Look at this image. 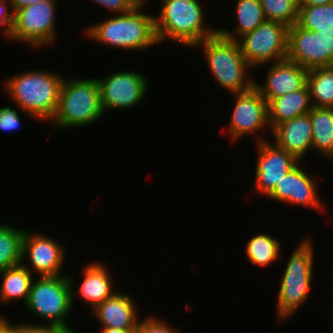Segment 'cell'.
Segmentation results:
<instances>
[{
	"mask_svg": "<svg viewBox=\"0 0 333 333\" xmlns=\"http://www.w3.org/2000/svg\"><path fill=\"white\" fill-rule=\"evenodd\" d=\"M63 80L61 73L30 70L4 80L3 85L19 110L46 123L56 113Z\"/></svg>",
	"mask_w": 333,
	"mask_h": 333,
	"instance_id": "6da1fadb",
	"label": "cell"
},
{
	"mask_svg": "<svg viewBox=\"0 0 333 333\" xmlns=\"http://www.w3.org/2000/svg\"><path fill=\"white\" fill-rule=\"evenodd\" d=\"M146 0L133 10L94 23L85 30L87 38L119 49L144 50L158 44L155 31V15L142 12Z\"/></svg>",
	"mask_w": 333,
	"mask_h": 333,
	"instance_id": "7a4b0ae2",
	"label": "cell"
},
{
	"mask_svg": "<svg viewBox=\"0 0 333 333\" xmlns=\"http://www.w3.org/2000/svg\"><path fill=\"white\" fill-rule=\"evenodd\" d=\"M161 5L159 15L154 16L158 44L170 38L173 42L194 48L218 32V29L205 26L207 17L198 0H162Z\"/></svg>",
	"mask_w": 333,
	"mask_h": 333,
	"instance_id": "3957f363",
	"label": "cell"
},
{
	"mask_svg": "<svg viewBox=\"0 0 333 333\" xmlns=\"http://www.w3.org/2000/svg\"><path fill=\"white\" fill-rule=\"evenodd\" d=\"M99 84L96 79H65L60 88L58 107L50 127L75 128L89 126L103 117Z\"/></svg>",
	"mask_w": 333,
	"mask_h": 333,
	"instance_id": "277c9868",
	"label": "cell"
},
{
	"mask_svg": "<svg viewBox=\"0 0 333 333\" xmlns=\"http://www.w3.org/2000/svg\"><path fill=\"white\" fill-rule=\"evenodd\" d=\"M194 47L203 48V57L211 74L231 94L245 92L254 86L255 78L248 75L252 68L237 41L227 39L217 32Z\"/></svg>",
	"mask_w": 333,
	"mask_h": 333,
	"instance_id": "5b68a950",
	"label": "cell"
},
{
	"mask_svg": "<svg viewBox=\"0 0 333 333\" xmlns=\"http://www.w3.org/2000/svg\"><path fill=\"white\" fill-rule=\"evenodd\" d=\"M32 282L25 308L48 323L31 326L71 327L66 317L72 312L75 289L70 275L41 276Z\"/></svg>",
	"mask_w": 333,
	"mask_h": 333,
	"instance_id": "8992f818",
	"label": "cell"
},
{
	"mask_svg": "<svg viewBox=\"0 0 333 333\" xmlns=\"http://www.w3.org/2000/svg\"><path fill=\"white\" fill-rule=\"evenodd\" d=\"M306 236L293 250L278 291L277 317L286 321L309 298L314 265V246Z\"/></svg>",
	"mask_w": 333,
	"mask_h": 333,
	"instance_id": "52a82bcc",
	"label": "cell"
},
{
	"mask_svg": "<svg viewBox=\"0 0 333 333\" xmlns=\"http://www.w3.org/2000/svg\"><path fill=\"white\" fill-rule=\"evenodd\" d=\"M57 1L38 2L17 10L11 30L12 41L31 48L49 46L56 40Z\"/></svg>",
	"mask_w": 333,
	"mask_h": 333,
	"instance_id": "ba28073f",
	"label": "cell"
},
{
	"mask_svg": "<svg viewBox=\"0 0 333 333\" xmlns=\"http://www.w3.org/2000/svg\"><path fill=\"white\" fill-rule=\"evenodd\" d=\"M288 29L282 23L266 20L240 37L237 42L248 65L253 69L268 62L286 60Z\"/></svg>",
	"mask_w": 333,
	"mask_h": 333,
	"instance_id": "9c48e42d",
	"label": "cell"
},
{
	"mask_svg": "<svg viewBox=\"0 0 333 333\" xmlns=\"http://www.w3.org/2000/svg\"><path fill=\"white\" fill-rule=\"evenodd\" d=\"M286 59L307 69L333 66V32H315L294 24L288 29Z\"/></svg>",
	"mask_w": 333,
	"mask_h": 333,
	"instance_id": "30bf717a",
	"label": "cell"
},
{
	"mask_svg": "<svg viewBox=\"0 0 333 333\" xmlns=\"http://www.w3.org/2000/svg\"><path fill=\"white\" fill-rule=\"evenodd\" d=\"M260 135L259 133L255 142L257 143V163L253 190L262 196L268 197L283 177L300 161L274 142H271L269 138L267 139L266 135L265 137H263V134Z\"/></svg>",
	"mask_w": 333,
	"mask_h": 333,
	"instance_id": "8fae6325",
	"label": "cell"
},
{
	"mask_svg": "<svg viewBox=\"0 0 333 333\" xmlns=\"http://www.w3.org/2000/svg\"><path fill=\"white\" fill-rule=\"evenodd\" d=\"M147 78L132 70L118 71L106 78H97L101 104L104 110L131 109L145 99Z\"/></svg>",
	"mask_w": 333,
	"mask_h": 333,
	"instance_id": "7c38bea8",
	"label": "cell"
},
{
	"mask_svg": "<svg viewBox=\"0 0 333 333\" xmlns=\"http://www.w3.org/2000/svg\"><path fill=\"white\" fill-rule=\"evenodd\" d=\"M236 103L229 121L228 133L232 142L243 138L247 134L270 127L268 122V104L260 92L253 86L251 89L233 94ZM266 127V128H265Z\"/></svg>",
	"mask_w": 333,
	"mask_h": 333,
	"instance_id": "4fadbf2b",
	"label": "cell"
},
{
	"mask_svg": "<svg viewBox=\"0 0 333 333\" xmlns=\"http://www.w3.org/2000/svg\"><path fill=\"white\" fill-rule=\"evenodd\" d=\"M65 250L61 243L53 237L43 233L28 232L27 229L22 241V262L29 258L26 264L32 274L41 276L63 275L60 271L65 259Z\"/></svg>",
	"mask_w": 333,
	"mask_h": 333,
	"instance_id": "5bb4252c",
	"label": "cell"
},
{
	"mask_svg": "<svg viewBox=\"0 0 333 333\" xmlns=\"http://www.w3.org/2000/svg\"><path fill=\"white\" fill-rule=\"evenodd\" d=\"M311 177V173H307L299 162L283 177L268 197L274 201L323 211L325 205L318 194L316 178Z\"/></svg>",
	"mask_w": 333,
	"mask_h": 333,
	"instance_id": "9a60e30c",
	"label": "cell"
},
{
	"mask_svg": "<svg viewBox=\"0 0 333 333\" xmlns=\"http://www.w3.org/2000/svg\"><path fill=\"white\" fill-rule=\"evenodd\" d=\"M267 70L264 85L254 82V87L267 104L274 98L303 89L307 85L309 69L287 59L273 62Z\"/></svg>",
	"mask_w": 333,
	"mask_h": 333,
	"instance_id": "2e32d148",
	"label": "cell"
},
{
	"mask_svg": "<svg viewBox=\"0 0 333 333\" xmlns=\"http://www.w3.org/2000/svg\"><path fill=\"white\" fill-rule=\"evenodd\" d=\"M132 296L116 291L111 297L98 304L91 312L101 327L136 330L139 317Z\"/></svg>",
	"mask_w": 333,
	"mask_h": 333,
	"instance_id": "e0dca14e",
	"label": "cell"
},
{
	"mask_svg": "<svg viewBox=\"0 0 333 333\" xmlns=\"http://www.w3.org/2000/svg\"><path fill=\"white\" fill-rule=\"evenodd\" d=\"M270 132L277 146L301 161L312 151V125L309 114L295 117L276 125Z\"/></svg>",
	"mask_w": 333,
	"mask_h": 333,
	"instance_id": "ac0fdd59",
	"label": "cell"
},
{
	"mask_svg": "<svg viewBox=\"0 0 333 333\" xmlns=\"http://www.w3.org/2000/svg\"><path fill=\"white\" fill-rule=\"evenodd\" d=\"M111 275L108 268L102 263L92 262L86 265L83 269L84 278L76 290L77 296L79 295V298L89 304L93 310L118 291L114 289V280Z\"/></svg>",
	"mask_w": 333,
	"mask_h": 333,
	"instance_id": "d6986e66",
	"label": "cell"
},
{
	"mask_svg": "<svg viewBox=\"0 0 333 333\" xmlns=\"http://www.w3.org/2000/svg\"><path fill=\"white\" fill-rule=\"evenodd\" d=\"M312 104L307 85L300 90L286 93L268 103V122L272 130L276 125L295 117L308 114Z\"/></svg>",
	"mask_w": 333,
	"mask_h": 333,
	"instance_id": "ffe728a7",
	"label": "cell"
},
{
	"mask_svg": "<svg viewBox=\"0 0 333 333\" xmlns=\"http://www.w3.org/2000/svg\"><path fill=\"white\" fill-rule=\"evenodd\" d=\"M0 276V300L8 303L22 299L25 305L35 277L24 262L0 271Z\"/></svg>",
	"mask_w": 333,
	"mask_h": 333,
	"instance_id": "44dd1931",
	"label": "cell"
},
{
	"mask_svg": "<svg viewBox=\"0 0 333 333\" xmlns=\"http://www.w3.org/2000/svg\"><path fill=\"white\" fill-rule=\"evenodd\" d=\"M308 114L312 125V150L333 160V108L312 106Z\"/></svg>",
	"mask_w": 333,
	"mask_h": 333,
	"instance_id": "7402d4cb",
	"label": "cell"
},
{
	"mask_svg": "<svg viewBox=\"0 0 333 333\" xmlns=\"http://www.w3.org/2000/svg\"><path fill=\"white\" fill-rule=\"evenodd\" d=\"M235 5L234 16L236 18L234 19L238 21L235 22L237 24L234 32L222 28L218 29V33L227 39L237 41L240 37L264 23L266 19L259 0H237Z\"/></svg>",
	"mask_w": 333,
	"mask_h": 333,
	"instance_id": "603a6c76",
	"label": "cell"
},
{
	"mask_svg": "<svg viewBox=\"0 0 333 333\" xmlns=\"http://www.w3.org/2000/svg\"><path fill=\"white\" fill-rule=\"evenodd\" d=\"M307 87L312 106L333 108V66L309 69Z\"/></svg>",
	"mask_w": 333,
	"mask_h": 333,
	"instance_id": "cb8c5ba5",
	"label": "cell"
},
{
	"mask_svg": "<svg viewBox=\"0 0 333 333\" xmlns=\"http://www.w3.org/2000/svg\"><path fill=\"white\" fill-rule=\"evenodd\" d=\"M280 241L267 233L254 235L246 244V255L248 260L257 266H270L273 262L280 259Z\"/></svg>",
	"mask_w": 333,
	"mask_h": 333,
	"instance_id": "d4e9b609",
	"label": "cell"
},
{
	"mask_svg": "<svg viewBox=\"0 0 333 333\" xmlns=\"http://www.w3.org/2000/svg\"><path fill=\"white\" fill-rule=\"evenodd\" d=\"M0 225V271L22 263V241L26 229Z\"/></svg>",
	"mask_w": 333,
	"mask_h": 333,
	"instance_id": "484cf974",
	"label": "cell"
},
{
	"mask_svg": "<svg viewBox=\"0 0 333 333\" xmlns=\"http://www.w3.org/2000/svg\"><path fill=\"white\" fill-rule=\"evenodd\" d=\"M297 24L306 30L333 32V2L325 5H299Z\"/></svg>",
	"mask_w": 333,
	"mask_h": 333,
	"instance_id": "4316f807",
	"label": "cell"
},
{
	"mask_svg": "<svg viewBox=\"0 0 333 333\" xmlns=\"http://www.w3.org/2000/svg\"><path fill=\"white\" fill-rule=\"evenodd\" d=\"M267 21L291 27L297 23L299 0H259Z\"/></svg>",
	"mask_w": 333,
	"mask_h": 333,
	"instance_id": "83f0119b",
	"label": "cell"
},
{
	"mask_svg": "<svg viewBox=\"0 0 333 333\" xmlns=\"http://www.w3.org/2000/svg\"><path fill=\"white\" fill-rule=\"evenodd\" d=\"M135 333H179L174 327H170L169 323L162 318L145 317L144 320H140L135 330Z\"/></svg>",
	"mask_w": 333,
	"mask_h": 333,
	"instance_id": "f1b7e54d",
	"label": "cell"
},
{
	"mask_svg": "<svg viewBox=\"0 0 333 333\" xmlns=\"http://www.w3.org/2000/svg\"><path fill=\"white\" fill-rule=\"evenodd\" d=\"M20 111L10 106L0 108V131L11 132L17 130L21 126Z\"/></svg>",
	"mask_w": 333,
	"mask_h": 333,
	"instance_id": "f546056e",
	"label": "cell"
},
{
	"mask_svg": "<svg viewBox=\"0 0 333 333\" xmlns=\"http://www.w3.org/2000/svg\"><path fill=\"white\" fill-rule=\"evenodd\" d=\"M95 4L113 11L114 14H123L133 10L142 0H90Z\"/></svg>",
	"mask_w": 333,
	"mask_h": 333,
	"instance_id": "4dcf8cb0",
	"label": "cell"
},
{
	"mask_svg": "<svg viewBox=\"0 0 333 333\" xmlns=\"http://www.w3.org/2000/svg\"><path fill=\"white\" fill-rule=\"evenodd\" d=\"M0 21H4L11 29L14 24V12L9 0H0Z\"/></svg>",
	"mask_w": 333,
	"mask_h": 333,
	"instance_id": "1f68e13d",
	"label": "cell"
},
{
	"mask_svg": "<svg viewBox=\"0 0 333 333\" xmlns=\"http://www.w3.org/2000/svg\"><path fill=\"white\" fill-rule=\"evenodd\" d=\"M22 333H57V327L31 326L28 323H22Z\"/></svg>",
	"mask_w": 333,
	"mask_h": 333,
	"instance_id": "d6a6232c",
	"label": "cell"
},
{
	"mask_svg": "<svg viewBox=\"0 0 333 333\" xmlns=\"http://www.w3.org/2000/svg\"><path fill=\"white\" fill-rule=\"evenodd\" d=\"M19 331V324L13 325L7 317L0 316V333H17Z\"/></svg>",
	"mask_w": 333,
	"mask_h": 333,
	"instance_id": "836d02e7",
	"label": "cell"
},
{
	"mask_svg": "<svg viewBox=\"0 0 333 333\" xmlns=\"http://www.w3.org/2000/svg\"><path fill=\"white\" fill-rule=\"evenodd\" d=\"M44 1H57V0H9L14 13L23 7Z\"/></svg>",
	"mask_w": 333,
	"mask_h": 333,
	"instance_id": "e575fe53",
	"label": "cell"
},
{
	"mask_svg": "<svg viewBox=\"0 0 333 333\" xmlns=\"http://www.w3.org/2000/svg\"><path fill=\"white\" fill-rule=\"evenodd\" d=\"M332 2L333 0H299V5H325Z\"/></svg>",
	"mask_w": 333,
	"mask_h": 333,
	"instance_id": "d590c367",
	"label": "cell"
},
{
	"mask_svg": "<svg viewBox=\"0 0 333 333\" xmlns=\"http://www.w3.org/2000/svg\"><path fill=\"white\" fill-rule=\"evenodd\" d=\"M101 333H135V330L101 327Z\"/></svg>",
	"mask_w": 333,
	"mask_h": 333,
	"instance_id": "8d00e7d4",
	"label": "cell"
},
{
	"mask_svg": "<svg viewBox=\"0 0 333 333\" xmlns=\"http://www.w3.org/2000/svg\"><path fill=\"white\" fill-rule=\"evenodd\" d=\"M0 27H3L2 29V36H5L6 39H10V41L12 40V32H11V28L4 22V21H0Z\"/></svg>",
	"mask_w": 333,
	"mask_h": 333,
	"instance_id": "74e56055",
	"label": "cell"
},
{
	"mask_svg": "<svg viewBox=\"0 0 333 333\" xmlns=\"http://www.w3.org/2000/svg\"><path fill=\"white\" fill-rule=\"evenodd\" d=\"M74 328L71 327H67V328H60L57 327V333H77L75 330H73Z\"/></svg>",
	"mask_w": 333,
	"mask_h": 333,
	"instance_id": "f35d334b",
	"label": "cell"
},
{
	"mask_svg": "<svg viewBox=\"0 0 333 333\" xmlns=\"http://www.w3.org/2000/svg\"><path fill=\"white\" fill-rule=\"evenodd\" d=\"M17 333H22V323L19 324V331Z\"/></svg>",
	"mask_w": 333,
	"mask_h": 333,
	"instance_id": "ab89813d",
	"label": "cell"
}]
</instances>
